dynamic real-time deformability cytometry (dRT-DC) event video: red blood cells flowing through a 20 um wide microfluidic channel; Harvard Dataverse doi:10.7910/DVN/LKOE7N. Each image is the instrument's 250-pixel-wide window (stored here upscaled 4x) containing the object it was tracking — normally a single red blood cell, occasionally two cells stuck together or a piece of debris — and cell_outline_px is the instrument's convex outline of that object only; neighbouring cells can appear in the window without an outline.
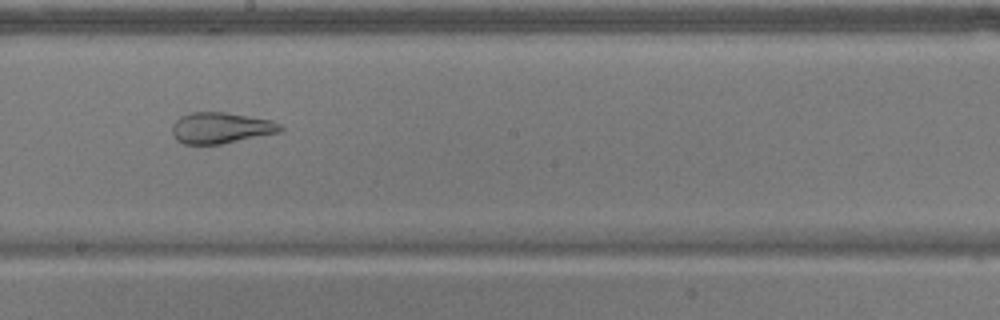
{"species": "common noctule bat (a hibernating species)", "species_latin": "Nyctalus noctula", "temperature_condition": "warm", "stored_images_in_passage": 54, "camera_frame_rate_fps": 3000, "um_per_image_px": 0.085, "animal": {"sex": "male", "body_mass_g": 17.9}, "frame": {"image": 1, "passage_image": 30, "time_ms": 9.667, "image_size_px": [1000, 320], "cell_outline_px": [[284, 132], [220, 144], [184, 144], [176, 140], [172, 132], [172, 124], [180, 116], [192, 112], [224, 112], [272, 120], [280, 124], [284, 128]], "centroid_in_image_um": [18.8, 10.87], "position_along_channel_um": 229.4, "area_um2": 19.77}}
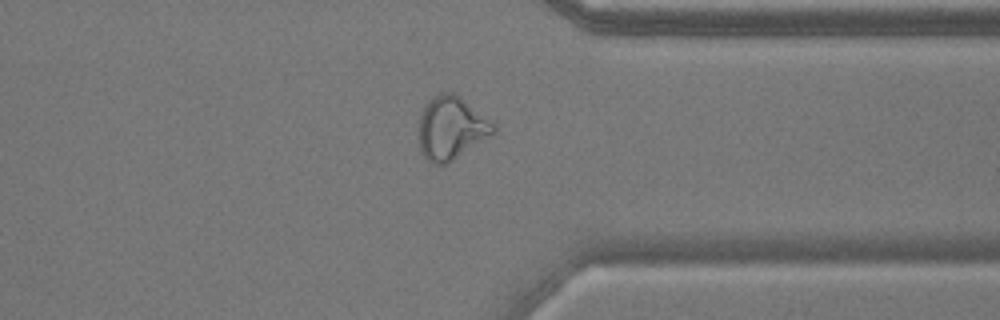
{"frame": {"image": 2, "passage_image": 42, "time_ms": 13.667, "image_size_px": [1000, 320], "cell_outline_px": [[496, 132], [448, 164], [432, 164], [420, 152], [420, 116], [428, 100], [432, 96], [440, 92], [452, 92], [460, 96], [496, 124]], "centroid_in_image_um": [38.37, 10.88], "position_along_channel_um": 373.0, "area_um2": 27.46}}
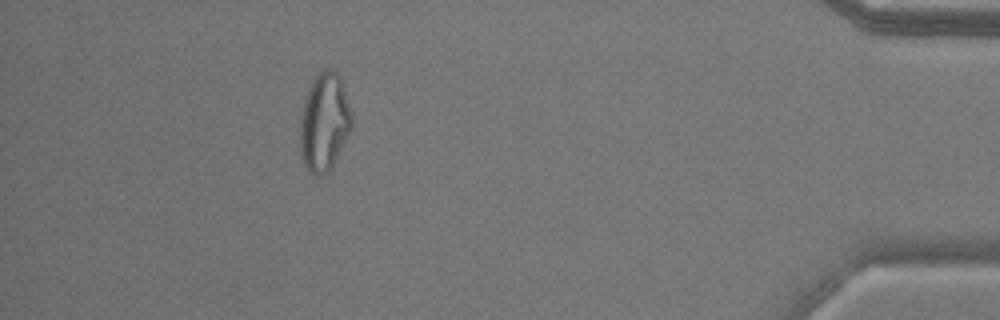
{"frame": {"image": 3, "passage_image": 49, "time_ms": 16.0, "image_size_px": [1000, 320], "cell_outline_px": [[352, 128], [332, 168], [328, 172], [320, 176], [316, 176], [304, 164], [300, 152], [300, 112], [304, 96], [312, 80], [320, 68], [332, 68], [340, 76], [352, 116]], "centroid_in_image_um": [27.55, 10.35], "position_along_channel_um": 407.7, "area_um2": 30.0}, "authors_computed_cell_mechanics": {"area_um2": 27.744, "velocity_mm_per_s": 3.693, "shape_relaxation_time_tau1_ms": null, "shape_relaxation_time_tau2_ms": 1.323, "deformation_change_tau1": null, "deformation_change_tau2": 0.0864}}